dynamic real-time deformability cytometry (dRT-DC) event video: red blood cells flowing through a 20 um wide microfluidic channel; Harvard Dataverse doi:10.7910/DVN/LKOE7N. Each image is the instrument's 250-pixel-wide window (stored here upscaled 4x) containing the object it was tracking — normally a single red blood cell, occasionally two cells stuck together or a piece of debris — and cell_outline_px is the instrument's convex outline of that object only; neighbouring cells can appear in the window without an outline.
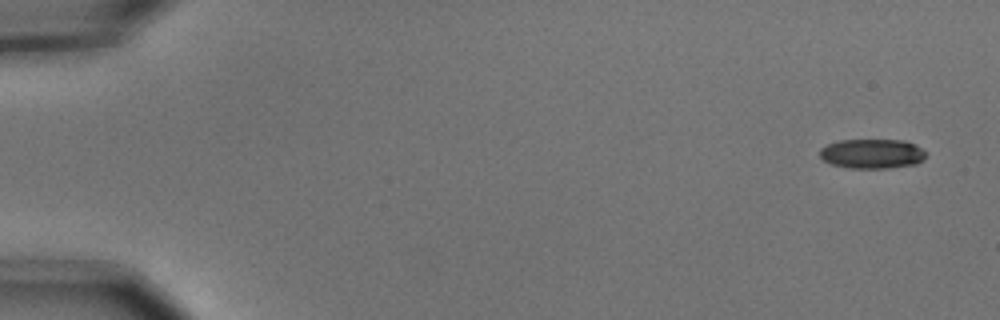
{"species": "common noctule bat (a hibernating species)", "species_latin": "Nyctalus noctula", "temperature_condition": "cold", "stored_images_in_passage": 4, "camera_frame_rate_fps": 3000, "um_per_image_px": 0.085, "animal": {"sex": "male", "body_mass_g": 15.6}, "frame": {"image": 1, "passage_image": 1, "time_ms": 0.0, "image_size_px": [1000, 320], "cell_outline_px": [[928, 152], [924, 160], [916, 164], [888, 168], [852, 168], [832, 164], [824, 160], [820, 156], [820, 148], [828, 144], [840, 140], [904, 140], [916, 144]], "centroid_in_image_um": [74.19, 13.06], "position_along_channel_um": 10.8, "area_um2": 18.44}}